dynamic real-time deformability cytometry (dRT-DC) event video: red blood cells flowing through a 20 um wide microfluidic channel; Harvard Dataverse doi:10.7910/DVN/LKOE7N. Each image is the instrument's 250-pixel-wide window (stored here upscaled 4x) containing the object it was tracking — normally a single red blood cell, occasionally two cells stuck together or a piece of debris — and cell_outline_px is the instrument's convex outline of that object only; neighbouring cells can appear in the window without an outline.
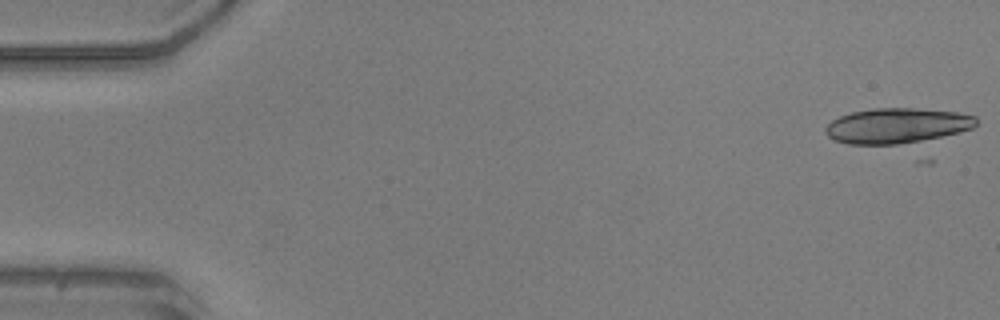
{"species": "common noctule bat (a hibernating species)", "species_latin": "Nyctalus noctula", "temperature_condition": "warm", "stored_images_in_passage": 2, "camera_frame_rate_fps": 3000, "um_per_image_px": 0.085, "animal": {"sex": "male", "body_mass_g": 20.5, "forearm_length_mm": 52.5}, "frame": {"image": 1, "passage_image": 1, "time_ms": 0.0, "image_size_px": [1000, 320], "cell_outline_px": [[976, 124], [972, 128], [960, 132], [920, 140], [896, 144], [848, 144], [836, 140], [828, 136], [824, 132], [824, 128], [832, 120], [840, 116], [852, 112], [872, 108], [916, 108], [956, 112], [976, 116]], "centroid_in_image_um": [76.2, 10.67], "position_along_channel_um": 8.8, "area_um2": 30.58}}